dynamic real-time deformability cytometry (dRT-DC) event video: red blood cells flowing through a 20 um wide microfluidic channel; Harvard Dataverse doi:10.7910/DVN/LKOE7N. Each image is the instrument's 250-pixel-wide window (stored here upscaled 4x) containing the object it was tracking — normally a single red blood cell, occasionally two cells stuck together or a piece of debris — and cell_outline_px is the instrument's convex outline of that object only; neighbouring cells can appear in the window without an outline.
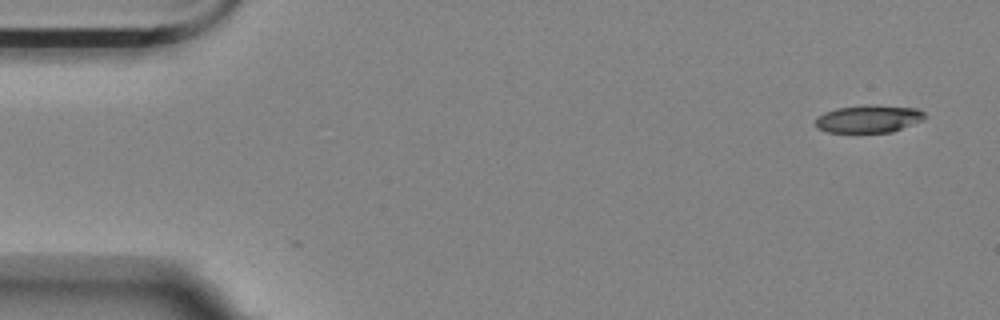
{"species": "Egyptian fruit bat (a non-hibernating species)", "species_latin": "Rousettus aegyptiacus", "temperature_condition": "room temperature", "stored_images_in_passage": 3, "camera_frame_rate_fps": 3000, "um_per_image_px": 0.085, "animal": {"sex": "female"}, "frame": {"image": 1, "passage_image": 3, "time_ms": 0.667, "image_size_px": [1000, 320], "cell_outline_px": [[928, 116], [924, 120], [892, 132], [828, 132], [820, 128], [816, 124], [816, 116], [824, 112], [836, 108], [864, 104], [876, 104], [916, 108], [924, 112]], "centroid_in_image_um": [73.88, 10.08], "position_along_channel_um": 11.1, "area_um2": 17.86}}